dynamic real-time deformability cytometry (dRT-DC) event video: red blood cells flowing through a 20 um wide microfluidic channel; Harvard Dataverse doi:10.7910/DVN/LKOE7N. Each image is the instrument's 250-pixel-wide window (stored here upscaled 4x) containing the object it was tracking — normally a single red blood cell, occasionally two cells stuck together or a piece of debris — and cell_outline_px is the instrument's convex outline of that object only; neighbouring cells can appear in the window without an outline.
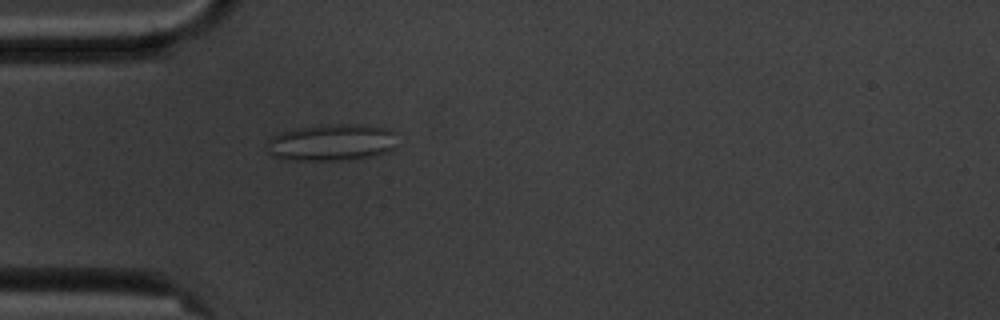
{"species": "common noctule bat (a hibernating species)", "species_latin": "Nyctalus noctula", "temperature_condition": "cold", "stored_images_in_passage": 5, "camera_frame_rate_fps": 3000, "um_per_image_px": 0.085, "animal": {"sex": "male", "body_mass_g": 20.1, "forearm_length_mm": 53.5}, "frame": {"image": 1, "passage_image": 5, "time_ms": 4.667, "image_size_px": [1000, 320], "cell_outline_px": [[396, 132], [392, 148], [388, 152], [372, 156], [352, 160], [296, 160], [276, 156], [268, 152], [268, 140], [272, 136], [296, 128], [320, 124], [356, 124], [392, 128]], "centroid_in_image_um": [28.24, 12.09], "position_along_channel_um": 56.8, "area_um2": 27.98}}